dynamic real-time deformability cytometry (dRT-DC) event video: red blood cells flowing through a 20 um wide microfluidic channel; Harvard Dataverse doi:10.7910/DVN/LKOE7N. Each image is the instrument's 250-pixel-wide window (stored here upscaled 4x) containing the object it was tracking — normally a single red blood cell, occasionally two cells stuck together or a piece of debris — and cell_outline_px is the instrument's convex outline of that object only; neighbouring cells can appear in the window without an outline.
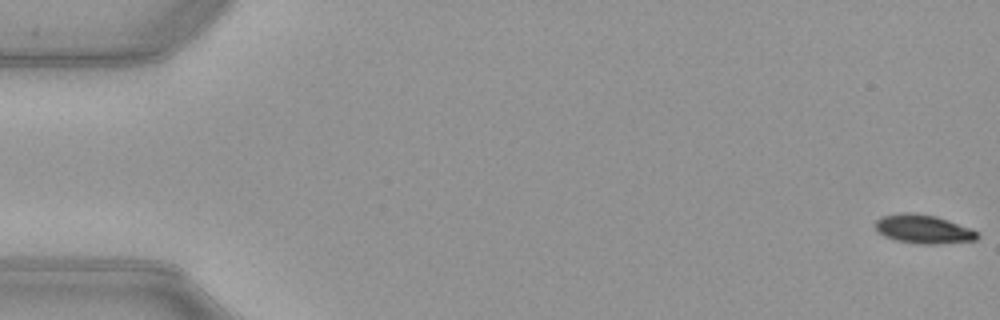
{"species": "common noctule bat (a hibernating species)", "species_latin": "Nyctalus noctula", "temperature_condition": "warm", "stored_images_in_passage": 52, "camera_frame_rate_fps": 3000, "um_per_image_px": 0.085, "animal": {"sex": "female", "body_mass_g": 21.9}, "frame": {"image": 1, "passage_image": 1, "time_ms": 0.0, "image_size_px": [1000, 320], "cell_outline_px": [[980, 236], [976, 240], [940, 244], [920, 244], [896, 240], [884, 236], [876, 232], [872, 224], [880, 216], [900, 212], [912, 212], [936, 216], [972, 228], [980, 232]], "centroid_in_image_um": [78.46, 19.46], "position_along_channel_um": 6.5, "area_um2": 17.63}}
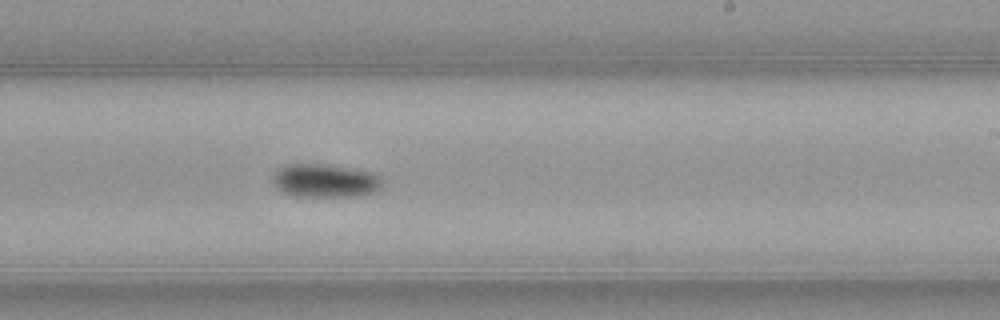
{"frame": {"image": 2, "passage_image": 32, "time_ms": 10.333, "image_size_px": [1000, 320], "cell_outline_px": [[384, 180], [380, 188], [376, 192], [356, 196], [292, 196], [276, 188], [272, 184], [272, 176], [284, 164], [328, 164], [352, 168], [372, 172], [380, 176]], "centroid_in_image_um": [27.64, 15.35], "position_along_channel_um": 261.4, "area_um2": 21.62}}
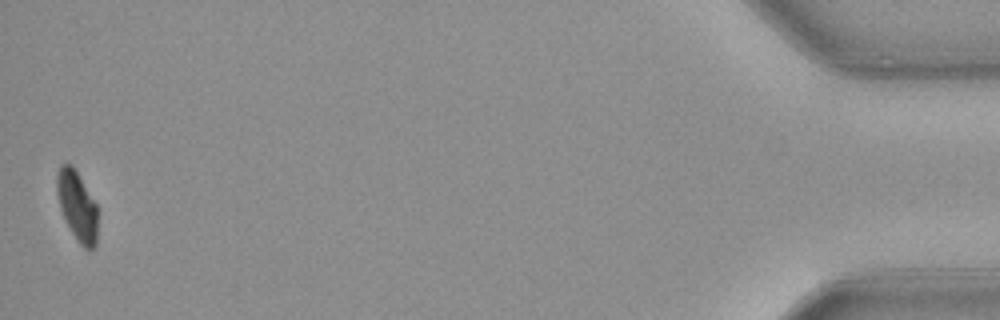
{"frame": {"image": 3, "passage_image": 52, "time_ms": 17.0, "image_size_px": [1000, 320], "cell_outline_px": [[96, 244], [88, 252], [80, 244], [72, 232], [60, 208], [56, 192], [56, 176], [60, 164], [72, 164], [96, 204]], "centroid_in_image_um": [6.53, 17.48], "position_along_channel_um": 428.7, "area_um2": 16.24}, "authors_computed_cell_mechanics": {"area_um2": 19.074, "velocity_mm_per_s": 3.9877, "shape_relaxation_time_tau1_ms": 1.9623, "shape_relaxation_time_tau2_ms": null, "deformation_change_tau1": 0.1364, "deformation_change_tau2": null}}